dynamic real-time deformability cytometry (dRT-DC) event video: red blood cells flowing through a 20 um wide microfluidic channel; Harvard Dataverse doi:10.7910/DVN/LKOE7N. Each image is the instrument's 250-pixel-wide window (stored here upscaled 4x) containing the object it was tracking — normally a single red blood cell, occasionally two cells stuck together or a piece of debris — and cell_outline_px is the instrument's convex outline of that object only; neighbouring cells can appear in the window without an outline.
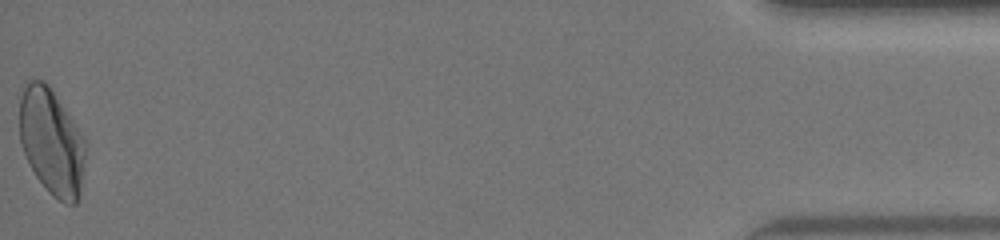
{"species": "human", "species_latin": "Homo sapiens", "temperature_condition": "warm", "stored_images_in_passage": 37, "camera_frame_rate_fps": 3000, "um_per_image_px": 0.085, "donor": {"sex": "female"}, "frame": {"image": 1, "passage_image": 37, "time_ms": 12.0, "image_size_px": [1000, 240], "cell_outline_px": [[84, 156], [80, 196], [76, 204], [64, 204], [52, 196], [48, 192], [36, 176], [20, 144], [20, 88], [28, 80], [44, 80], [48, 84], [84, 136]], "centroid_in_image_um": [4.37, 12.04], "position_along_channel_um": 430.8, "area_um2": 40.86}, "authors_computed_cell_mechanics": {"area_um2": 36.7608, "velocity_mm_per_s": 4.184, "shape_relaxation_time_tau1_ms": 5.1323, "shape_relaxation_time_tau2_ms": 1.5302, "deformation_change_tau1": 0.1711, "deformation_change_tau2": 0.0589}}